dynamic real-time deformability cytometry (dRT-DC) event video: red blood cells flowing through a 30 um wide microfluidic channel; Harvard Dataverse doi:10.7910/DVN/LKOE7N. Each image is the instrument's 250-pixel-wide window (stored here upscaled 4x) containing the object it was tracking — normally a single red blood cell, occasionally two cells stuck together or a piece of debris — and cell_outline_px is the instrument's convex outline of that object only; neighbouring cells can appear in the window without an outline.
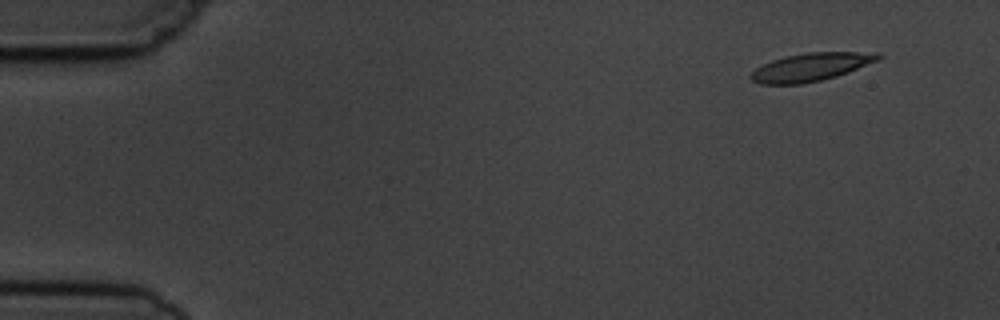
{"species": "common noctule bat (a hibernating species)", "species_latin": "Nyctalus noctula", "temperature_condition": "cold", "stored_images_in_passage": 8, "camera_frame_rate_fps": 3000, "um_per_image_px": 0.085, "animal": {"sex": "male", "body_mass_g": 19.5, "forearm_length_mm": 54.6}, "frame": {"image": 1, "passage_image": 1, "time_ms": 0.0, "image_size_px": [1000, 320], "cell_outline_px": [[884, 56], [880, 60], [848, 72], [836, 76], [804, 84], [760, 84], [752, 80], [748, 76], [756, 68], [772, 60], [784, 56], [808, 52], [880, 52]], "centroid_in_image_um": [68.97, 5.69], "position_along_channel_um": 16.0, "area_um2": 20.98}}
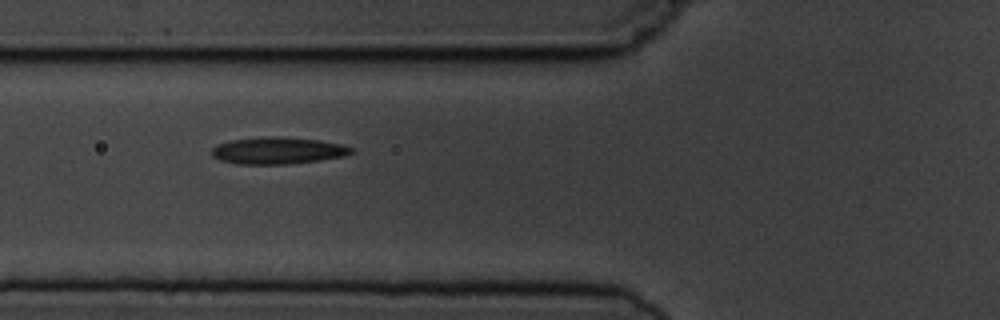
{"frame": {"image": 2, "passage_image": 5, "time_ms": 5.333, "image_size_px": [1000, 320], "cell_outline_px": [[356, 152], [348, 156], [320, 160], [288, 164], [236, 164], [220, 160], [212, 156], [212, 148], [216, 144], [232, 140], [276, 136], [320, 140], [340, 144], [352, 148]], "centroid_in_image_um": [23.65, 12.81], "position_along_channel_um": 102.2, "area_um2": 21.91}}
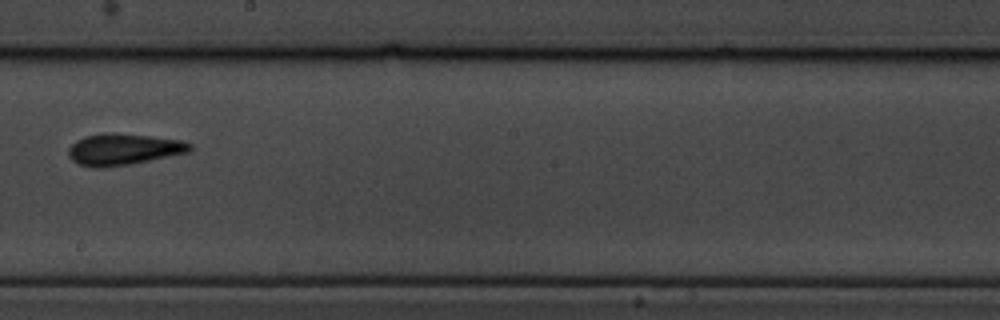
{"frame": {"image": 3, "passage_image": 8, "time_ms": 9.0, "image_size_px": [1000, 320], "cell_outline_px": [[192, 148], [188, 152], [128, 164], [100, 168], [92, 168], [80, 164], [72, 160], [68, 156], [68, 148], [76, 140], [84, 136], [108, 132], [112, 132], [184, 140], [192, 144]], "centroid_in_image_um": [10.46, 12.68], "position_along_channel_um": 237.7, "area_um2": 22.14}}